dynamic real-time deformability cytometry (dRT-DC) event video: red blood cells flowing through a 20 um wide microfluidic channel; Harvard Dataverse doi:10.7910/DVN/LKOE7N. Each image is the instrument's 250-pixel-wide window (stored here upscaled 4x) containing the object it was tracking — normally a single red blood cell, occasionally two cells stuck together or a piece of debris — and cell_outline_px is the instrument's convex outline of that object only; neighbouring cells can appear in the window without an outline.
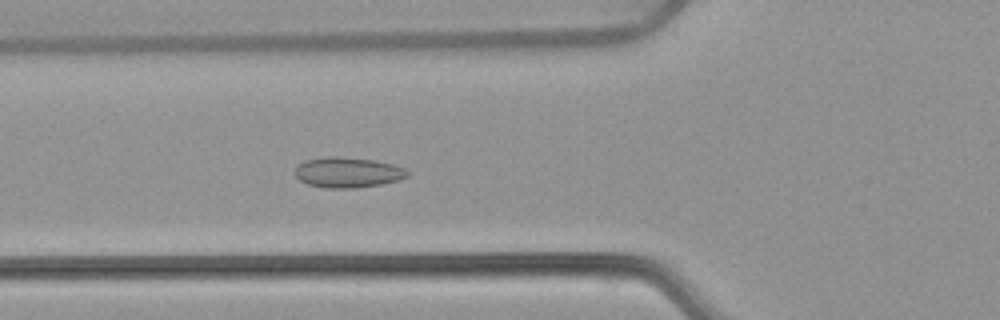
{"species": "common noctule bat (a hibernating species)", "species_latin": "Nyctalus noctula", "temperature_condition": "warm", "stored_images_in_passage": 53, "camera_frame_rate_fps": 3000, "um_per_image_px": 0.085, "animal": {"sex": "female", "body_mass_g": 22.7, "forearm_length_mm": 54.2}, "frame": {"image": 1, "passage_image": 19, "time_ms": 6.0, "image_size_px": [1000, 320], "cell_outline_px": [[412, 172], [408, 176], [400, 180], [380, 184], [356, 188], [324, 188], [308, 184], [300, 180], [296, 176], [296, 168], [304, 160], [324, 156], [336, 156], [376, 160], [392, 164], [404, 168]], "centroid_in_image_um": [29.59, 14.65], "position_along_channel_um": 96.2, "area_um2": 20.06}}
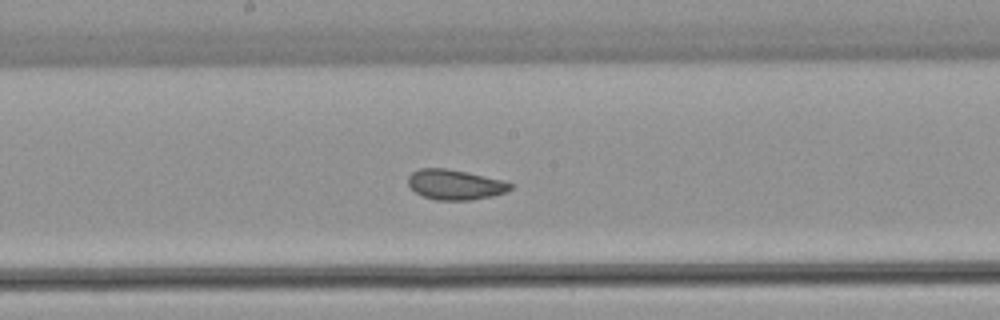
{"frame": {"image": 2, "passage_image": 28, "time_ms": 9.0, "image_size_px": [1000, 320], "cell_outline_px": [[512, 188], [504, 192], [492, 196], [472, 200], [436, 200], [424, 196], [416, 192], [408, 184], [408, 176], [412, 172], [420, 168], [448, 168], [468, 172], [504, 180], [512, 184]], "centroid_in_image_um": [38.68, 15.68], "position_along_channel_um": 209.5, "area_um2": 17.98}}
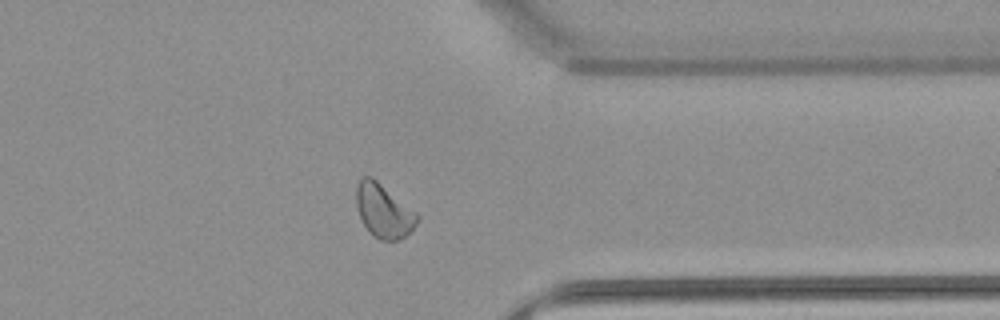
{"frame": {"image": 3, "passage_image": 42, "time_ms": 13.667, "image_size_px": [1000, 320], "cell_outline_px": [[420, 216], [416, 224], [404, 236], [396, 240], [380, 240], [372, 236], [364, 224], [360, 216], [356, 204], [356, 184], [364, 176], [372, 176], [416, 212]], "centroid_in_image_um": [32.59, 17.91], "position_along_channel_um": 378.8, "area_um2": 18.84}, "authors_computed_cell_mechanics": {"area_um2": 19.1318, "velocity_mm_per_s": 3.7653, "shape_relaxation_time_tau1_ms": null, "shape_relaxation_time_tau2_ms": 1.9812, "deformation_change_tau1": null, "deformation_change_tau2": 0.041}}